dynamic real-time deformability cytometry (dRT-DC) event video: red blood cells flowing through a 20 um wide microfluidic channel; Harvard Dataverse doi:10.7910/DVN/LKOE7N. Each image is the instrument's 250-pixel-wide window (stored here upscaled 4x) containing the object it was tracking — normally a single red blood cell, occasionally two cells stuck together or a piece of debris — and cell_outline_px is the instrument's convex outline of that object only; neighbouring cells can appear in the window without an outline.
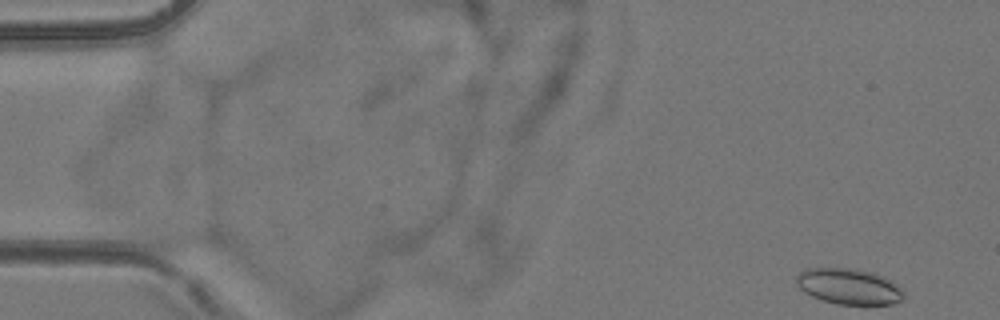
{"species": "common noctule bat (a hibernating species)", "species_latin": "Nyctalus noctula", "temperature_condition": "room temperature", "stored_images_in_passage": 5, "camera_frame_rate_fps": 3000, "um_per_image_px": 0.085, "animal": {"sex": "female", "body_mass_g": 24.6, "forearm_length_mm": 56.2}, "frame": {"image": 1, "passage_image": 1, "time_ms": 0.0, "image_size_px": [1000, 320], "cell_outline_px": [[904, 300], [892, 304], [836, 304], [812, 296], [804, 292], [796, 284], [796, 276], [804, 268], [852, 268], [872, 272], [892, 280], [904, 292]], "centroid_in_image_um": [72.16, 24.34], "position_along_channel_um": 12.8, "area_um2": 22.48}}